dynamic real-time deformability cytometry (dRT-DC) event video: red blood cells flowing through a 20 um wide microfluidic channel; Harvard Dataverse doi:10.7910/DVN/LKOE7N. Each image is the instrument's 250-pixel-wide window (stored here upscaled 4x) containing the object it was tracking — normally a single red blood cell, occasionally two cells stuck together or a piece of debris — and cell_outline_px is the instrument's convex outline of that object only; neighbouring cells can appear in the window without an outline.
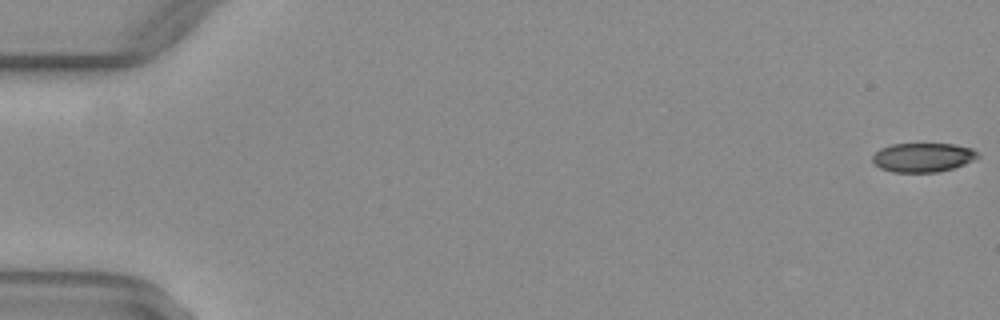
{"species": "common noctule bat (a hibernating species)", "species_latin": "Nyctalus noctula", "temperature_condition": "warm", "stored_images_in_passage": 52, "camera_frame_rate_fps": 3000, "um_per_image_px": 0.085, "animal": {"sex": "female", "body_mass_g": 29.2, "forearm_length_mm": 56.3}, "frame": {"image": 1, "passage_image": 1, "time_ms": 0.0, "image_size_px": [1000, 320], "cell_outline_px": [[980, 156], [964, 164], [952, 168], [936, 172], [892, 172], [880, 168], [872, 160], [872, 156], [880, 148], [892, 144], [952, 144], [972, 148]], "centroid_in_image_um": [78.42, 13.38], "position_along_channel_um": 6.6, "area_um2": 17.69}}
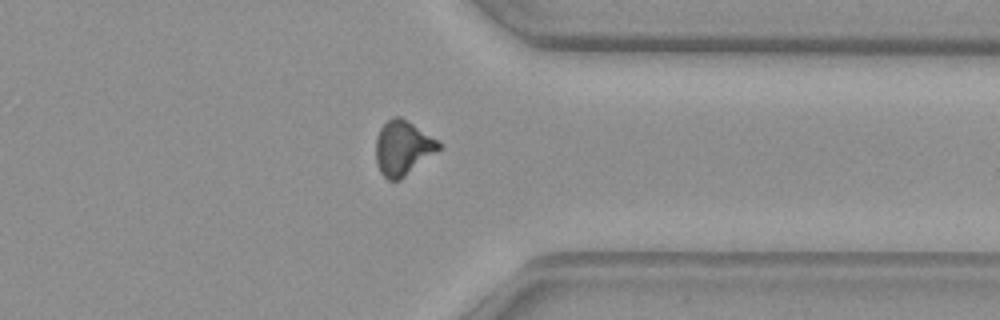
{"frame": {"image": 2, "passage_image": 41, "time_ms": 13.333, "image_size_px": [1000, 320], "cell_outline_px": [[440, 148], [400, 180], [388, 180], [380, 172], [376, 164], [376, 136], [380, 128], [392, 116], [400, 116], [436, 140], [440, 144]], "centroid_in_image_um": [34.18, 12.58], "position_along_channel_um": 377.2, "area_um2": 19.54}}
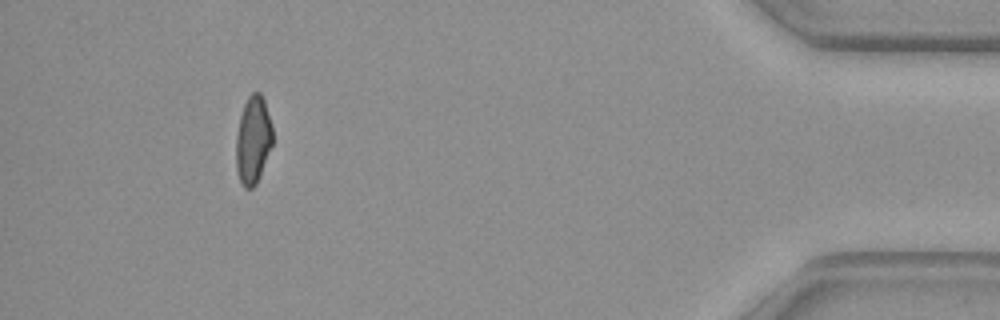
{"frame": {"image": 3, "passage_image": 48, "time_ms": 15.667, "image_size_px": [1000, 320], "cell_outline_px": [[272, 144], [256, 184], [252, 188], [244, 188], [236, 172], [236, 136], [240, 116], [244, 104], [248, 96], [252, 92], [260, 92], [264, 100], [272, 124]], "centroid_in_image_um": [21.5, 11.88], "position_along_channel_um": 413.7, "area_um2": 18.61}, "authors_computed_cell_mechanics": {"area_um2": 19.5364, "velocity_mm_per_s": 4.1031, "shape_relaxation_time_tau1_ms": null, "shape_relaxation_time_tau2_ms": 1.43, "deformation_change_tau1": null, "deformation_change_tau2": 0.0637}}